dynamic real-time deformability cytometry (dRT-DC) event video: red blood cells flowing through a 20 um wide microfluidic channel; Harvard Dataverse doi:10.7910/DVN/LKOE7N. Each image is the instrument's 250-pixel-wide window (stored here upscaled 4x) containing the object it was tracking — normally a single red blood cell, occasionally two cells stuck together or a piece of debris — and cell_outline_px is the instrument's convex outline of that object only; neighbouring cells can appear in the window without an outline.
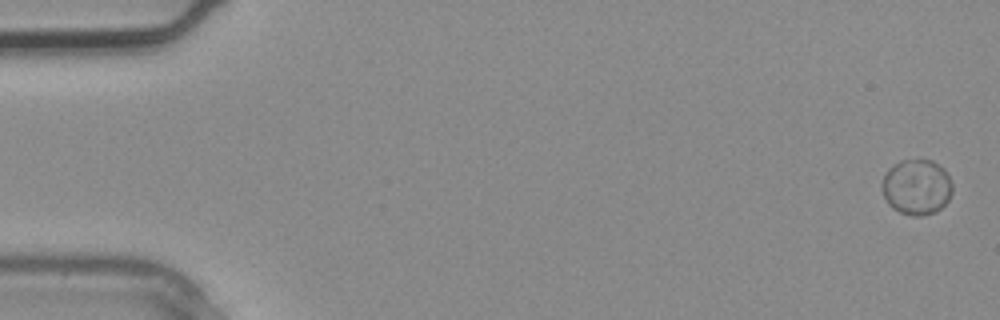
{"species": "common noctule bat (a hibernating species)", "species_latin": "Nyctalus noctula", "temperature_condition": "warm", "stored_images_in_passage": 3, "camera_frame_rate_fps": 3000, "um_per_image_px": 0.085, "animal": {"sex": "male", "body_mass_g": 20.4}, "frame": {"image": 1, "passage_image": 1, "time_ms": 0.0, "image_size_px": [1000, 320], "cell_outline_px": [[952, 192], [948, 200], [936, 212], [920, 216], [912, 216], [900, 212], [892, 208], [888, 204], [880, 188], [880, 184], [888, 168], [900, 160], [932, 160], [944, 168], [952, 184]], "centroid_in_image_um": [77.89, 15.9], "position_along_channel_um": 7.1, "area_um2": 22.95}}